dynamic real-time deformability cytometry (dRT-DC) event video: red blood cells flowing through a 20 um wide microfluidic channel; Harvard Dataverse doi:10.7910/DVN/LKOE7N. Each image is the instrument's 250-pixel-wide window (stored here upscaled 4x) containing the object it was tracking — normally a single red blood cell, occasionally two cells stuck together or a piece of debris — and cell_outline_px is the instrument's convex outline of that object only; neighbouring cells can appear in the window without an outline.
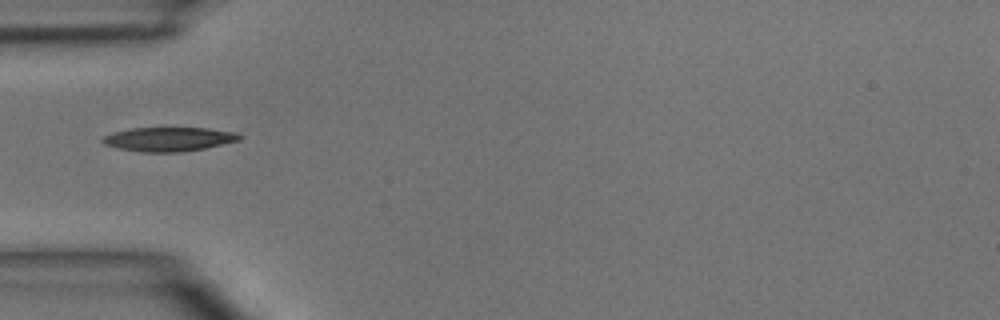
{"species": "common noctule bat (a hibernating species)", "species_latin": "Nyctalus noctula", "temperature_condition": "room temperature", "stored_images_in_passage": 1, "camera_frame_rate_fps": 3000, "um_per_image_px": 0.085, "animal": {"sex": "male", "body_mass_g": 15.6}, "frame": {"image": 1, "passage_image": 1, "time_ms": 0.0, "image_size_px": [1000, 320], "cell_outline_px": [[244, 136], [240, 140], [204, 148], [180, 152], [140, 152], [120, 148], [104, 144], [100, 140], [104, 136], [112, 132], [132, 128], [208, 128], [236, 132]], "centroid_in_image_um": [14.36, 11.82], "position_along_channel_um": 70.6, "area_um2": 19.19}}